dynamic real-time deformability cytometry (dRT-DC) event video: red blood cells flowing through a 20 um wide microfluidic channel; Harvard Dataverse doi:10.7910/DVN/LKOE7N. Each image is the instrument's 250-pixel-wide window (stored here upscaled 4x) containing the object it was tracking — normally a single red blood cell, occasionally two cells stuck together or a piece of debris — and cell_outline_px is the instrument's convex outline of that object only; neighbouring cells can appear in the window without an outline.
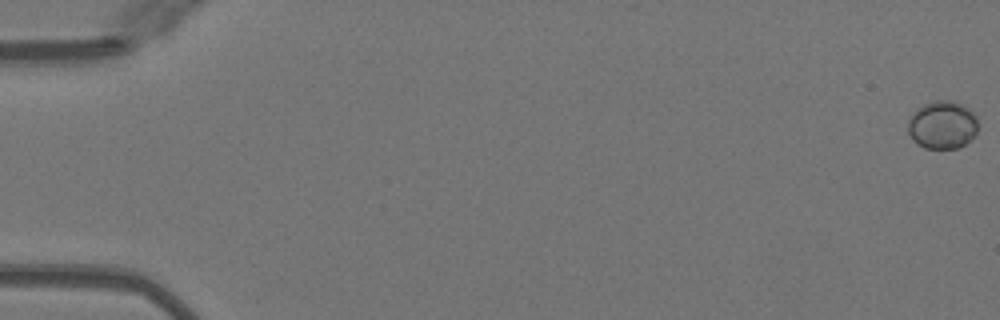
{"species": "Egyptian fruit bat (a non-hibernating species)", "species_latin": "Rousettus aegyptiacus", "temperature_condition": "warm", "stored_images_in_passage": 10, "camera_frame_rate_fps": 3000, "um_per_image_px": 0.085, "animal": {"sex": "female"}, "frame": {"image": 1, "passage_image": 1, "time_ms": 0.0, "image_size_px": [1000, 320], "cell_outline_px": [[976, 132], [960, 148], [924, 148], [916, 144], [912, 140], [908, 132], [908, 120], [916, 108], [924, 104], [936, 100], [952, 100], [968, 108], [976, 116]], "centroid_in_image_um": [80.05, 10.61], "position_along_channel_um": 4.9, "area_um2": 19.54}}